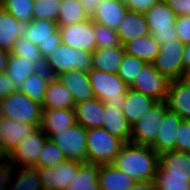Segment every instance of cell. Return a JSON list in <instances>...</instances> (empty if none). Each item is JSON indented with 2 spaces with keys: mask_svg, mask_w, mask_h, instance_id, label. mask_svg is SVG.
Returning a JSON list of instances; mask_svg holds the SVG:
<instances>
[{
  "mask_svg": "<svg viewBox=\"0 0 190 190\" xmlns=\"http://www.w3.org/2000/svg\"><path fill=\"white\" fill-rule=\"evenodd\" d=\"M111 165L137 182L154 181L159 155L149 146L126 142Z\"/></svg>",
  "mask_w": 190,
  "mask_h": 190,
  "instance_id": "obj_1",
  "label": "cell"
},
{
  "mask_svg": "<svg viewBox=\"0 0 190 190\" xmlns=\"http://www.w3.org/2000/svg\"><path fill=\"white\" fill-rule=\"evenodd\" d=\"M43 68L52 78H58L75 69L88 72L92 69V52L60 44L44 60Z\"/></svg>",
  "mask_w": 190,
  "mask_h": 190,
  "instance_id": "obj_2",
  "label": "cell"
},
{
  "mask_svg": "<svg viewBox=\"0 0 190 190\" xmlns=\"http://www.w3.org/2000/svg\"><path fill=\"white\" fill-rule=\"evenodd\" d=\"M86 140V162L100 166L112 164L125 143L102 127L87 129Z\"/></svg>",
  "mask_w": 190,
  "mask_h": 190,
  "instance_id": "obj_3",
  "label": "cell"
},
{
  "mask_svg": "<svg viewBox=\"0 0 190 190\" xmlns=\"http://www.w3.org/2000/svg\"><path fill=\"white\" fill-rule=\"evenodd\" d=\"M88 76L96 98L123 110L129 86L117 74L91 69Z\"/></svg>",
  "mask_w": 190,
  "mask_h": 190,
  "instance_id": "obj_4",
  "label": "cell"
},
{
  "mask_svg": "<svg viewBox=\"0 0 190 190\" xmlns=\"http://www.w3.org/2000/svg\"><path fill=\"white\" fill-rule=\"evenodd\" d=\"M168 111L165 101H158L138 121L131 125V143L152 147L161 127L164 114Z\"/></svg>",
  "mask_w": 190,
  "mask_h": 190,
  "instance_id": "obj_5",
  "label": "cell"
},
{
  "mask_svg": "<svg viewBox=\"0 0 190 190\" xmlns=\"http://www.w3.org/2000/svg\"><path fill=\"white\" fill-rule=\"evenodd\" d=\"M2 107L6 119L33 125L41 124L42 104L31 100L19 90L5 97Z\"/></svg>",
  "mask_w": 190,
  "mask_h": 190,
  "instance_id": "obj_6",
  "label": "cell"
},
{
  "mask_svg": "<svg viewBox=\"0 0 190 190\" xmlns=\"http://www.w3.org/2000/svg\"><path fill=\"white\" fill-rule=\"evenodd\" d=\"M50 139L61 149L67 160L86 162L87 129L75 123L52 135Z\"/></svg>",
  "mask_w": 190,
  "mask_h": 190,
  "instance_id": "obj_7",
  "label": "cell"
},
{
  "mask_svg": "<svg viewBox=\"0 0 190 190\" xmlns=\"http://www.w3.org/2000/svg\"><path fill=\"white\" fill-rule=\"evenodd\" d=\"M25 38L38 46L44 60L61 44L60 29L52 20L33 19Z\"/></svg>",
  "mask_w": 190,
  "mask_h": 190,
  "instance_id": "obj_8",
  "label": "cell"
},
{
  "mask_svg": "<svg viewBox=\"0 0 190 190\" xmlns=\"http://www.w3.org/2000/svg\"><path fill=\"white\" fill-rule=\"evenodd\" d=\"M184 47L185 45L180 40H173L160 45L159 53L152 62L154 69L170 81L181 79Z\"/></svg>",
  "mask_w": 190,
  "mask_h": 190,
  "instance_id": "obj_9",
  "label": "cell"
},
{
  "mask_svg": "<svg viewBox=\"0 0 190 190\" xmlns=\"http://www.w3.org/2000/svg\"><path fill=\"white\" fill-rule=\"evenodd\" d=\"M47 139L48 137L39 128L23 139L2 162L6 166L35 167L37 157Z\"/></svg>",
  "mask_w": 190,
  "mask_h": 190,
  "instance_id": "obj_10",
  "label": "cell"
},
{
  "mask_svg": "<svg viewBox=\"0 0 190 190\" xmlns=\"http://www.w3.org/2000/svg\"><path fill=\"white\" fill-rule=\"evenodd\" d=\"M14 171L18 173L15 179H13L15 173ZM0 190H44V189L37 168L6 166L1 161Z\"/></svg>",
  "mask_w": 190,
  "mask_h": 190,
  "instance_id": "obj_11",
  "label": "cell"
},
{
  "mask_svg": "<svg viewBox=\"0 0 190 190\" xmlns=\"http://www.w3.org/2000/svg\"><path fill=\"white\" fill-rule=\"evenodd\" d=\"M170 80L160 75L152 63H145L129 87L157 101H166Z\"/></svg>",
  "mask_w": 190,
  "mask_h": 190,
  "instance_id": "obj_12",
  "label": "cell"
},
{
  "mask_svg": "<svg viewBox=\"0 0 190 190\" xmlns=\"http://www.w3.org/2000/svg\"><path fill=\"white\" fill-rule=\"evenodd\" d=\"M78 161L65 160L51 167L37 168L44 190H67L79 170Z\"/></svg>",
  "mask_w": 190,
  "mask_h": 190,
  "instance_id": "obj_13",
  "label": "cell"
},
{
  "mask_svg": "<svg viewBox=\"0 0 190 190\" xmlns=\"http://www.w3.org/2000/svg\"><path fill=\"white\" fill-rule=\"evenodd\" d=\"M40 125L17 122L3 118L0 123V162L28 135L39 129Z\"/></svg>",
  "mask_w": 190,
  "mask_h": 190,
  "instance_id": "obj_14",
  "label": "cell"
},
{
  "mask_svg": "<svg viewBox=\"0 0 190 190\" xmlns=\"http://www.w3.org/2000/svg\"><path fill=\"white\" fill-rule=\"evenodd\" d=\"M59 29L61 44L90 52L97 48L94 37V22L91 19L70 26H60Z\"/></svg>",
  "mask_w": 190,
  "mask_h": 190,
  "instance_id": "obj_15",
  "label": "cell"
},
{
  "mask_svg": "<svg viewBox=\"0 0 190 190\" xmlns=\"http://www.w3.org/2000/svg\"><path fill=\"white\" fill-rule=\"evenodd\" d=\"M127 10L126 5L120 0H101L91 10L90 19L116 30Z\"/></svg>",
  "mask_w": 190,
  "mask_h": 190,
  "instance_id": "obj_16",
  "label": "cell"
},
{
  "mask_svg": "<svg viewBox=\"0 0 190 190\" xmlns=\"http://www.w3.org/2000/svg\"><path fill=\"white\" fill-rule=\"evenodd\" d=\"M29 22L18 21L10 13L0 8V49L11 52L16 40L25 37Z\"/></svg>",
  "mask_w": 190,
  "mask_h": 190,
  "instance_id": "obj_17",
  "label": "cell"
},
{
  "mask_svg": "<svg viewBox=\"0 0 190 190\" xmlns=\"http://www.w3.org/2000/svg\"><path fill=\"white\" fill-rule=\"evenodd\" d=\"M181 121L180 116L170 110L164 114L155 144L151 147L158 155L175 150V138Z\"/></svg>",
  "mask_w": 190,
  "mask_h": 190,
  "instance_id": "obj_18",
  "label": "cell"
},
{
  "mask_svg": "<svg viewBox=\"0 0 190 190\" xmlns=\"http://www.w3.org/2000/svg\"><path fill=\"white\" fill-rule=\"evenodd\" d=\"M165 102L168 110L178 114L182 120H190V87L180 79L170 81Z\"/></svg>",
  "mask_w": 190,
  "mask_h": 190,
  "instance_id": "obj_19",
  "label": "cell"
},
{
  "mask_svg": "<svg viewBox=\"0 0 190 190\" xmlns=\"http://www.w3.org/2000/svg\"><path fill=\"white\" fill-rule=\"evenodd\" d=\"M76 123L74 109H43L40 129L50 138Z\"/></svg>",
  "mask_w": 190,
  "mask_h": 190,
  "instance_id": "obj_20",
  "label": "cell"
},
{
  "mask_svg": "<svg viewBox=\"0 0 190 190\" xmlns=\"http://www.w3.org/2000/svg\"><path fill=\"white\" fill-rule=\"evenodd\" d=\"M75 120L85 129L102 127L104 117V102L98 98L75 104Z\"/></svg>",
  "mask_w": 190,
  "mask_h": 190,
  "instance_id": "obj_21",
  "label": "cell"
},
{
  "mask_svg": "<svg viewBox=\"0 0 190 190\" xmlns=\"http://www.w3.org/2000/svg\"><path fill=\"white\" fill-rule=\"evenodd\" d=\"M116 32L121 45L149 34L145 15L136 11L127 10Z\"/></svg>",
  "mask_w": 190,
  "mask_h": 190,
  "instance_id": "obj_22",
  "label": "cell"
},
{
  "mask_svg": "<svg viewBox=\"0 0 190 190\" xmlns=\"http://www.w3.org/2000/svg\"><path fill=\"white\" fill-rule=\"evenodd\" d=\"M58 79L70 90L75 104L95 98L88 72L72 70Z\"/></svg>",
  "mask_w": 190,
  "mask_h": 190,
  "instance_id": "obj_23",
  "label": "cell"
},
{
  "mask_svg": "<svg viewBox=\"0 0 190 190\" xmlns=\"http://www.w3.org/2000/svg\"><path fill=\"white\" fill-rule=\"evenodd\" d=\"M75 101L70 90L58 79L51 78L42 103L43 109H74Z\"/></svg>",
  "mask_w": 190,
  "mask_h": 190,
  "instance_id": "obj_24",
  "label": "cell"
},
{
  "mask_svg": "<svg viewBox=\"0 0 190 190\" xmlns=\"http://www.w3.org/2000/svg\"><path fill=\"white\" fill-rule=\"evenodd\" d=\"M125 56L124 46L96 48L92 52V69L117 74Z\"/></svg>",
  "mask_w": 190,
  "mask_h": 190,
  "instance_id": "obj_25",
  "label": "cell"
},
{
  "mask_svg": "<svg viewBox=\"0 0 190 190\" xmlns=\"http://www.w3.org/2000/svg\"><path fill=\"white\" fill-rule=\"evenodd\" d=\"M157 102V100L150 96L128 88L122 111L127 121L132 125Z\"/></svg>",
  "mask_w": 190,
  "mask_h": 190,
  "instance_id": "obj_26",
  "label": "cell"
},
{
  "mask_svg": "<svg viewBox=\"0 0 190 190\" xmlns=\"http://www.w3.org/2000/svg\"><path fill=\"white\" fill-rule=\"evenodd\" d=\"M137 181L113 165H99L98 184L100 190H129Z\"/></svg>",
  "mask_w": 190,
  "mask_h": 190,
  "instance_id": "obj_27",
  "label": "cell"
},
{
  "mask_svg": "<svg viewBox=\"0 0 190 190\" xmlns=\"http://www.w3.org/2000/svg\"><path fill=\"white\" fill-rule=\"evenodd\" d=\"M102 128H105L110 134L122 139L125 143L130 141L131 125L127 121L122 110L104 102V117Z\"/></svg>",
  "mask_w": 190,
  "mask_h": 190,
  "instance_id": "obj_28",
  "label": "cell"
},
{
  "mask_svg": "<svg viewBox=\"0 0 190 190\" xmlns=\"http://www.w3.org/2000/svg\"><path fill=\"white\" fill-rule=\"evenodd\" d=\"M144 15L150 34L156 30L175 27L174 23L177 16L164 0H159Z\"/></svg>",
  "mask_w": 190,
  "mask_h": 190,
  "instance_id": "obj_29",
  "label": "cell"
},
{
  "mask_svg": "<svg viewBox=\"0 0 190 190\" xmlns=\"http://www.w3.org/2000/svg\"><path fill=\"white\" fill-rule=\"evenodd\" d=\"M123 46L126 54L137 57L145 63H152L160 49V44L150 33L129 41Z\"/></svg>",
  "mask_w": 190,
  "mask_h": 190,
  "instance_id": "obj_30",
  "label": "cell"
},
{
  "mask_svg": "<svg viewBox=\"0 0 190 190\" xmlns=\"http://www.w3.org/2000/svg\"><path fill=\"white\" fill-rule=\"evenodd\" d=\"M90 19V11L80 0H62L57 14V25L70 26Z\"/></svg>",
  "mask_w": 190,
  "mask_h": 190,
  "instance_id": "obj_31",
  "label": "cell"
},
{
  "mask_svg": "<svg viewBox=\"0 0 190 190\" xmlns=\"http://www.w3.org/2000/svg\"><path fill=\"white\" fill-rule=\"evenodd\" d=\"M39 69L31 60H27L16 54H10L5 73L9 76V80L14 84L15 89L20 90L25 78L37 72Z\"/></svg>",
  "mask_w": 190,
  "mask_h": 190,
  "instance_id": "obj_32",
  "label": "cell"
},
{
  "mask_svg": "<svg viewBox=\"0 0 190 190\" xmlns=\"http://www.w3.org/2000/svg\"><path fill=\"white\" fill-rule=\"evenodd\" d=\"M159 167L170 175L190 176V153L177 150L162 153Z\"/></svg>",
  "mask_w": 190,
  "mask_h": 190,
  "instance_id": "obj_33",
  "label": "cell"
},
{
  "mask_svg": "<svg viewBox=\"0 0 190 190\" xmlns=\"http://www.w3.org/2000/svg\"><path fill=\"white\" fill-rule=\"evenodd\" d=\"M51 78L50 74L44 68L39 69L37 72L25 78L19 91L27 95L31 100L42 104Z\"/></svg>",
  "mask_w": 190,
  "mask_h": 190,
  "instance_id": "obj_34",
  "label": "cell"
},
{
  "mask_svg": "<svg viewBox=\"0 0 190 190\" xmlns=\"http://www.w3.org/2000/svg\"><path fill=\"white\" fill-rule=\"evenodd\" d=\"M99 165L93 163H79V170L67 190H100L98 184Z\"/></svg>",
  "mask_w": 190,
  "mask_h": 190,
  "instance_id": "obj_35",
  "label": "cell"
},
{
  "mask_svg": "<svg viewBox=\"0 0 190 190\" xmlns=\"http://www.w3.org/2000/svg\"><path fill=\"white\" fill-rule=\"evenodd\" d=\"M153 182L157 190H190V176L170 175L159 166Z\"/></svg>",
  "mask_w": 190,
  "mask_h": 190,
  "instance_id": "obj_36",
  "label": "cell"
},
{
  "mask_svg": "<svg viewBox=\"0 0 190 190\" xmlns=\"http://www.w3.org/2000/svg\"><path fill=\"white\" fill-rule=\"evenodd\" d=\"M34 0H3L1 8L18 21L30 22L34 19Z\"/></svg>",
  "mask_w": 190,
  "mask_h": 190,
  "instance_id": "obj_37",
  "label": "cell"
},
{
  "mask_svg": "<svg viewBox=\"0 0 190 190\" xmlns=\"http://www.w3.org/2000/svg\"><path fill=\"white\" fill-rule=\"evenodd\" d=\"M65 160V155L61 149L50 138H48L37 157L35 168L51 167Z\"/></svg>",
  "mask_w": 190,
  "mask_h": 190,
  "instance_id": "obj_38",
  "label": "cell"
},
{
  "mask_svg": "<svg viewBox=\"0 0 190 190\" xmlns=\"http://www.w3.org/2000/svg\"><path fill=\"white\" fill-rule=\"evenodd\" d=\"M10 54H16L31 60L32 63L36 64L40 69L44 66V59L39 51L38 46L32 44L25 37H19Z\"/></svg>",
  "mask_w": 190,
  "mask_h": 190,
  "instance_id": "obj_39",
  "label": "cell"
},
{
  "mask_svg": "<svg viewBox=\"0 0 190 190\" xmlns=\"http://www.w3.org/2000/svg\"><path fill=\"white\" fill-rule=\"evenodd\" d=\"M145 62L141 59L125 53L123 61L117 72V75L124 81L127 86H131Z\"/></svg>",
  "mask_w": 190,
  "mask_h": 190,
  "instance_id": "obj_40",
  "label": "cell"
},
{
  "mask_svg": "<svg viewBox=\"0 0 190 190\" xmlns=\"http://www.w3.org/2000/svg\"><path fill=\"white\" fill-rule=\"evenodd\" d=\"M94 37L97 48L104 49L121 46L116 30L94 22Z\"/></svg>",
  "mask_w": 190,
  "mask_h": 190,
  "instance_id": "obj_41",
  "label": "cell"
},
{
  "mask_svg": "<svg viewBox=\"0 0 190 190\" xmlns=\"http://www.w3.org/2000/svg\"><path fill=\"white\" fill-rule=\"evenodd\" d=\"M62 0H34V19L57 21L58 9Z\"/></svg>",
  "mask_w": 190,
  "mask_h": 190,
  "instance_id": "obj_42",
  "label": "cell"
},
{
  "mask_svg": "<svg viewBox=\"0 0 190 190\" xmlns=\"http://www.w3.org/2000/svg\"><path fill=\"white\" fill-rule=\"evenodd\" d=\"M175 150L190 153V120H182L177 129Z\"/></svg>",
  "mask_w": 190,
  "mask_h": 190,
  "instance_id": "obj_43",
  "label": "cell"
},
{
  "mask_svg": "<svg viewBox=\"0 0 190 190\" xmlns=\"http://www.w3.org/2000/svg\"><path fill=\"white\" fill-rule=\"evenodd\" d=\"M174 25L178 39L184 45L190 44V16H177Z\"/></svg>",
  "mask_w": 190,
  "mask_h": 190,
  "instance_id": "obj_44",
  "label": "cell"
},
{
  "mask_svg": "<svg viewBox=\"0 0 190 190\" xmlns=\"http://www.w3.org/2000/svg\"><path fill=\"white\" fill-rule=\"evenodd\" d=\"M159 0H125L123 3L128 10L146 13Z\"/></svg>",
  "mask_w": 190,
  "mask_h": 190,
  "instance_id": "obj_45",
  "label": "cell"
},
{
  "mask_svg": "<svg viewBox=\"0 0 190 190\" xmlns=\"http://www.w3.org/2000/svg\"><path fill=\"white\" fill-rule=\"evenodd\" d=\"M176 16H190V0H164Z\"/></svg>",
  "mask_w": 190,
  "mask_h": 190,
  "instance_id": "obj_46",
  "label": "cell"
},
{
  "mask_svg": "<svg viewBox=\"0 0 190 190\" xmlns=\"http://www.w3.org/2000/svg\"><path fill=\"white\" fill-rule=\"evenodd\" d=\"M152 36L160 45H164L173 40H179L175 32V27L172 29L156 30L152 33Z\"/></svg>",
  "mask_w": 190,
  "mask_h": 190,
  "instance_id": "obj_47",
  "label": "cell"
},
{
  "mask_svg": "<svg viewBox=\"0 0 190 190\" xmlns=\"http://www.w3.org/2000/svg\"><path fill=\"white\" fill-rule=\"evenodd\" d=\"M15 89L14 84L9 80V76L4 72L0 73V100H4L5 97L9 96Z\"/></svg>",
  "mask_w": 190,
  "mask_h": 190,
  "instance_id": "obj_48",
  "label": "cell"
},
{
  "mask_svg": "<svg viewBox=\"0 0 190 190\" xmlns=\"http://www.w3.org/2000/svg\"><path fill=\"white\" fill-rule=\"evenodd\" d=\"M129 190H157L153 181L136 182Z\"/></svg>",
  "mask_w": 190,
  "mask_h": 190,
  "instance_id": "obj_49",
  "label": "cell"
},
{
  "mask_svg": "<svg viewBox=\"0 0 190 190\" xmlns=\"http://www.w3.org/2000/svg\"><path fill=\"white\" fill-rule=\"evenodd\" d=\"M10 57V52L4 49H0V73H4L6 71V67L8 65Z\"/></svg>",
  "mask_w": 190,
  "mask_h": 190,
  "instance_id": "obj_50",
  "label": "cell"
},
{
  "mask_svg": "<svg viewBox=\"0 0 190 190\" xmlns=\"http://www.w3.org/2000/svg\"><path fill=\"white\" fill-rule=\"evenodd\" d=\"M183 71L190 68V44L185 45L183 50Z\"/></svg>",
  "mask_w": 190,
  "mask_h": 190,
  "instance_id": "obj_51",
  "label": "cell"
},
{
  "mask_svg": "<svg viewBox=\"0 0 190 190\" xmlns=\"http://www.w3.org/2000/svg\"><path fill=\"white\" fill-rule=\"evenodd\" d=\"M85 7L91 12L95 5L101 0H80Z\"/></svg>",
  "mask_w": 190,
  "mask_h": 190,
  "instance_id": "obj_52",
  "label": "cell"
},
{
  "mask_svg": "<svg viewBox=\"0 0 190 190\" xmlns=\"http://www.w3.org/2000/svg\"><path fill=\"white\" fill-rule=\"evenodd\" d=\"M180 80L190 87V68L183 71V75Z\"/></svg>",
  "mask_w": 190,
  "mask_h": 190,
  "instance_id": "obj_53",
  "label": "cell"
},
{
  "mask_svg": "<svg viewBox=\"0 0 190 190\" xmlns=\"http://www.w3.org/2000/svg\"><path fill=\"white\" fill-rule=\"evenodd\" d=\"M3 118H4V112L2 107V101L0 100V123L2 122Z\"/></svg>",
  "mask_w": 190,
  "mask_h": 190,
  "instance_id": "obj_54",
  "label": "cell"
}]
</instances>
